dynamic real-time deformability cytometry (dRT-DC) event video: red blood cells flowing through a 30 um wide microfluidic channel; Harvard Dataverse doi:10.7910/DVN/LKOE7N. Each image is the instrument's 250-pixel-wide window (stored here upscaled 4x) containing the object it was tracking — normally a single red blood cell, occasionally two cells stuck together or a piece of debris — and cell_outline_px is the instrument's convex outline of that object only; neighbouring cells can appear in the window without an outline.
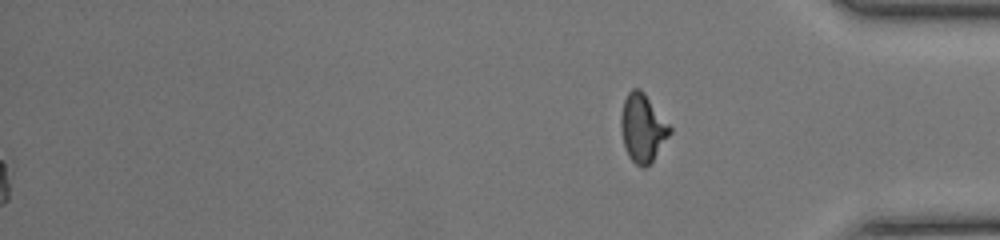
{"species": "common noctule bat (a hibernating species)", "species_latin": "Nyctalus noctula", "temperature_condition": "room temperature", "stored_images_in_passage": 49, "segment_of_instrument_passage": [2, 2], "camera_frame_rate_fps": 3000, "um_per_image_px": 0.085, "animal": {"sex": "female", "body_mass_g": 17.0, "forearm_length_mm": 48.0}, "frame": {"image": 1, "passage_image": 49, "time_ms": 16.0, "image_size_px": [1000, 240], "cell_outline_px": [[672, 132], [652, 160], [644, 168], [640, 168], [628, 156], [624, 144], [620, 128], [620, 116], [624, 100], [628, 92], [632, 88], [640, 88], [644, 92], [672, 128]], "centroid_in_image_um": [54.61, 10.86], "position_along_channel_um": 380.6, "area_um2": 19.31}}